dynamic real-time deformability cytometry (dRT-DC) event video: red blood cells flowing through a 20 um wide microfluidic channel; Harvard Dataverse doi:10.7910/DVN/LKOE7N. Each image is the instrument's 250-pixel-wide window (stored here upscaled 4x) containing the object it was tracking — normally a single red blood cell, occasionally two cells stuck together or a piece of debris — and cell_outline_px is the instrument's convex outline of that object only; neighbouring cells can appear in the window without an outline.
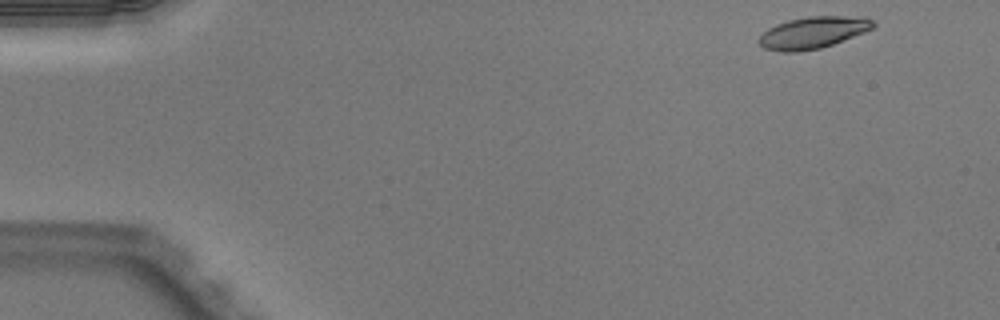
{"species": "Egyptian fruit bat (a non-hibernating species)", "species_latin": "Rousettus aegyptiacus", "temperature_condition": "warm", "stored_images_in_passage": 47, "camera_frame_rate_fps": 3000, "um_per_image_px": 0.085, "animal": {"sex": "male"}, "frame": {"image": 1, "passage_image": 1, "time_ms": 0.0, "image_size_px": [1000, 320], "cell_outline_px": [[876, 28], [832, 44], [820, 48], [800, 52], [780, 52], [764, 48], [756, 40], [768, 28], [776, 24], [788, 20], [808, 16], [868, 16], [876, 24]], "centroid_in_image_um": [69.13, 2.76], "position_along_channel_um": 15.9, "area_um2": 21.44}}
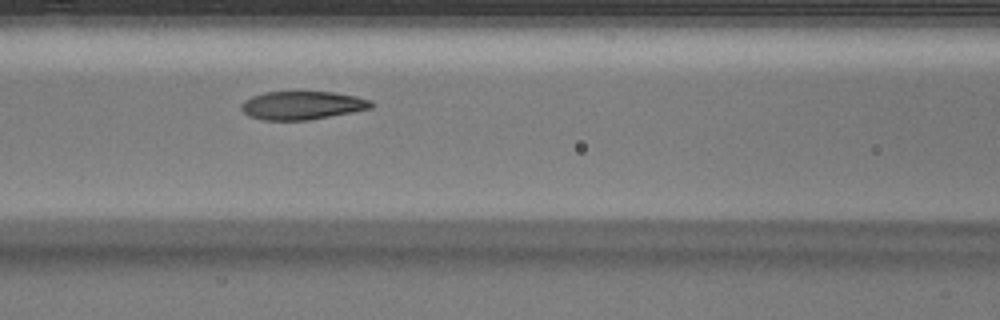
{"frame": {"image": 2, "passage_image": 19, "time_ms": 6.0, "image_size_px": [1000, 320], "cell_outline_px": [[372, 108], [352, 112], [308, 120], [264, 120], [248, 116], [240, 108], [240, 104], [244, 100], [252, 96], [264, 92], [332, 92], [356, 96], [372, 100]], "centroid_in_image_um": [25.66, 8.95], "position_along_channel_um": 140.9, "area_um2": 21.44}}
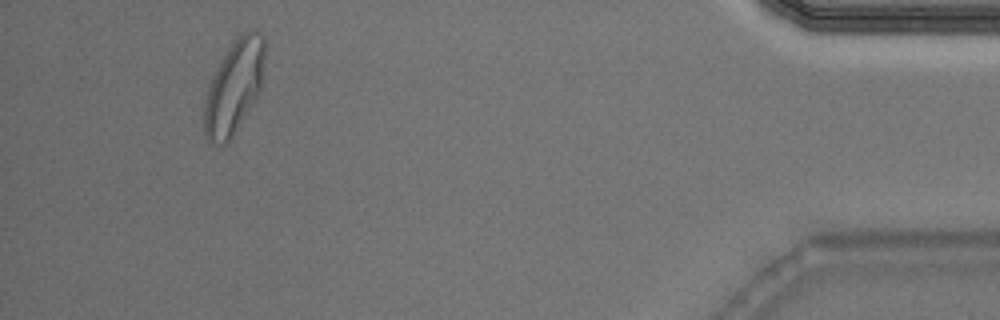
{"frame": {"image": 3, "passage_image": 44, "time_ms": 14.333, "image_size_px": [1000, 320], "cell_outline_px": [[264, 56], [260, 88], [256, 96], [232, 140], [224, 144], [220, 144], [208, 140], [204, 132], [204, 104], [208, 84], [212, 76], [224, 56], [240, 32], [248, 28], [252, 28], [260, 32], [264, 36]], "centroid_in_image_um": [19.89, 7.37], "position_along_channel_um": 415.3, "area_um2": 32.71}, "authors_computed_cell_mechanics": {"area_um2": 22.3108, "velocity_mm_per_s": 4.0347, "shape_relaxation_time_tau1_ms": 4.0663, "shape_relaxation_time_tau2_ms": 1.2242, "deformation_change_tau1": 0.1646, "deformation_change_tau2": 0.0674}}